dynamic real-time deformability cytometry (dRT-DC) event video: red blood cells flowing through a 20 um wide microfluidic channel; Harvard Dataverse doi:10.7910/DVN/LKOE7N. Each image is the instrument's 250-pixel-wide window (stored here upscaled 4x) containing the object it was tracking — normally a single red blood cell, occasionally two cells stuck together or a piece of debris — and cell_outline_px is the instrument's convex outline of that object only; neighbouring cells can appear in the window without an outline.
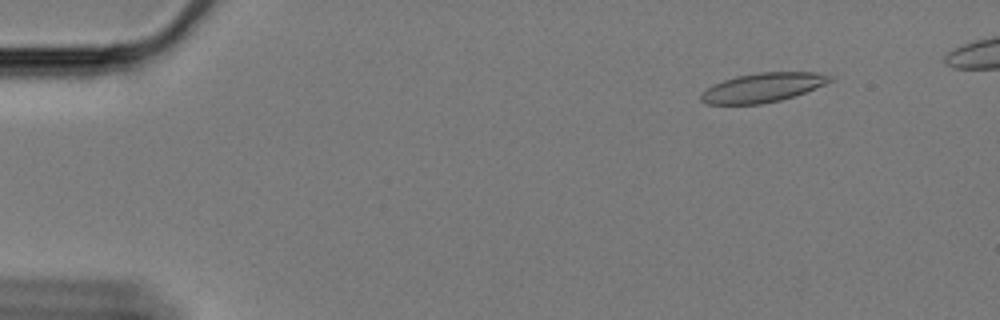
{"species": "Egyptian fruit bat (a non-hibernating species)", "species_latin": "Rousettus aegyptiacus", "temperature_condition": "cold", "stored_images_in_passage": 57, "camera_frame_rate_fps": 3000, "um_per_image_px": 0.085, "animal": {"sex": "female"}, "frame": {"image": 1, "passage_image": 7, "time_ms": 2.0, "image_size_px": [1000, 320], "cell_outline_px": [[836, 80], [804, 92], [780, 100], [760, 104], [704, 104], [700, 100], [700, 92], [724, 80], [736, 76], [760, 72], [816, 72], [836, 76]], "centroid_in_image_um": [64.87, 7.43], "position_along_channel_um": 20.1, "area_um2": 21.96}}
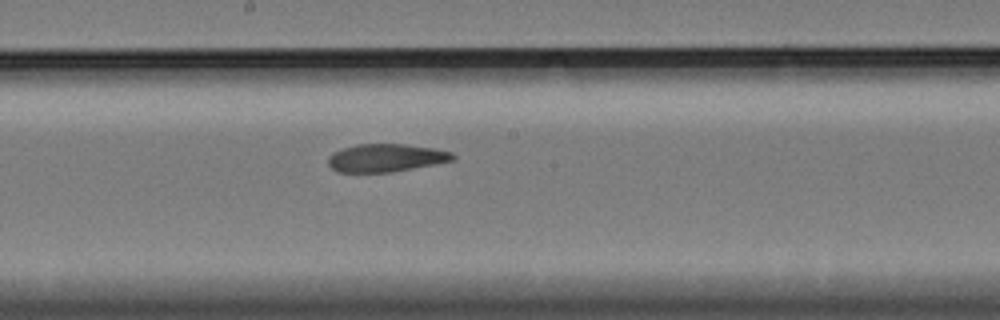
{"frame": {"image": 2, "passage_image": 33, "time_ms": 10.667, "image_size_px": [1000, 320], "cell_outline_px": [[456, 156], [452, 160], [432, 164], [388, 172], [336, 172], [328, 164], [328, 156], [332, 152], [356, 144], [404, 144], [436, 148], [452, 152]], "centroid_in_image_um": [32.76, 13.4], "position_along_channel_um": 215.4, "area_um2": 20.11}}
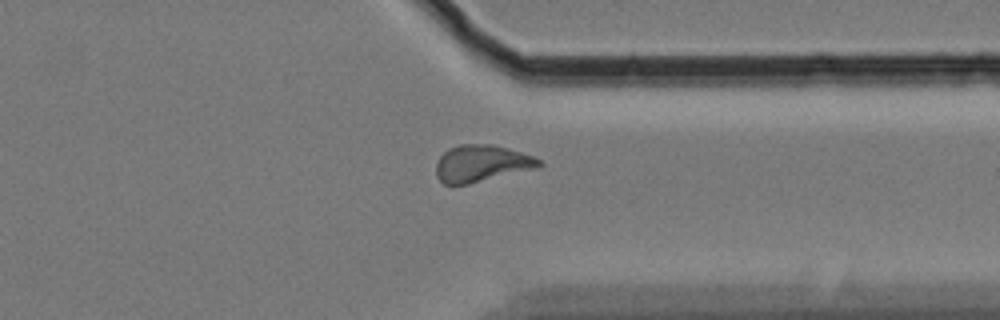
{"frame": {"image": 3, "passage_image": 47, "time_ms": 15.333, "image_size_px": [1000, 320], "cell_outline_px": [[544, 164], [540, 168], [468, 184], [444, 184], [436, 176], [436, 164], [440, 156], [448, 148], [460, 144], [492, 144], [508, 148], [532, 156], [540, 160]], "centroid_in_image_um": [40.95, 13.89], "position_along_channel_um": 370.4, "area_um2": 22.25}}